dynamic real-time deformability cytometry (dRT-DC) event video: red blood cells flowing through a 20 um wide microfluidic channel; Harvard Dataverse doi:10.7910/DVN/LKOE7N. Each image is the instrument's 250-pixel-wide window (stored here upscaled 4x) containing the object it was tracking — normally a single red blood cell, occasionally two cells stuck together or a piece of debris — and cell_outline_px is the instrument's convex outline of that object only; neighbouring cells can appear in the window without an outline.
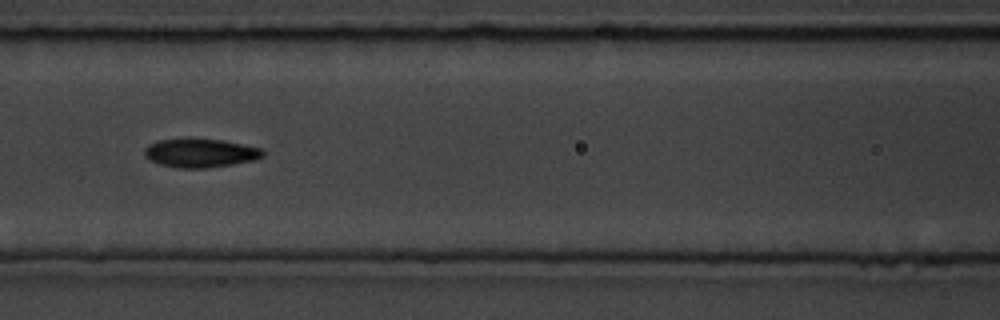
{"species": "common noctule bat (a hibernating species)", "species_latin": "Nyctalus noctula", "temperature_condition": "room temperature", "stored_images_in_passage": 57, "camera_frame_rate_fps": 3000, "um_per_image_px": 0.085, "animal": {"sex": "male", "body_mass_g": 19.5, "forearm_length_mm": 54.6}, "frame": {"image": 1, "passage_image": 25, "time_ms": 8.0, "image_size_px": [1000, 320], "cell_outline_px": [[264, 156], [252, 160], [232, 164], [208, 168], [176, 168], [160, 164], [148, 160], [144, 156], [144, 148], [148, 144], [156, 140], [188, 136], [224, 140], [260, 148], [264, 152]], "centroid_in_image_um": [16.94, 12.97], "position_along_channel_um": 149.7, "area_um2": 20.52}}
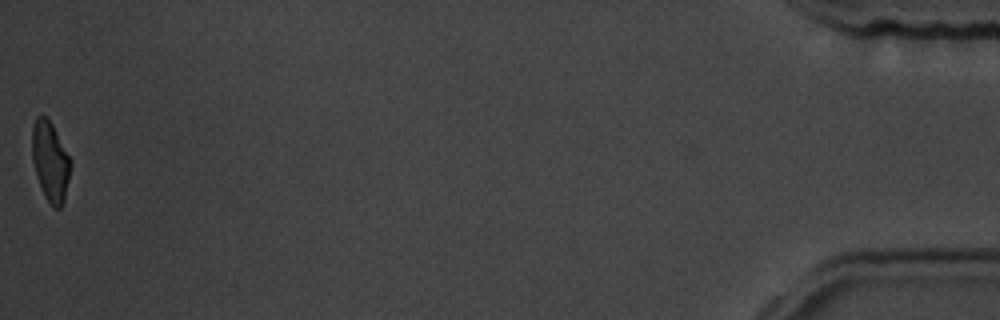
{"frame": {"image": 2, "passage_image": 57, "time_ms": 18.667, "image_size_px": [1000, 320], "cell_outline_px": [[72, 164], [64, 200], [60, 208], [52, 208], [44, 196], [32, 160], [32, 124], [36, 116], [44, 116], [52, 124], [72, 160]], "centroid_in_image_um": [4.28, 13.72], "position_along_channel_um": 430.9, "area_um2": 17.92}, "authors_computed_cell_mechanics": {"area_um2": 19.1318, "velocity_mm_per_s": 3.5689, "shape_relaxation_time_tau1_ms": 4.3681, "shape_relaxation_time_tau2_ms": 2.5573, "deformation_change_tau1": 0.1452, "deformation_change_tau2": 0.0843}}